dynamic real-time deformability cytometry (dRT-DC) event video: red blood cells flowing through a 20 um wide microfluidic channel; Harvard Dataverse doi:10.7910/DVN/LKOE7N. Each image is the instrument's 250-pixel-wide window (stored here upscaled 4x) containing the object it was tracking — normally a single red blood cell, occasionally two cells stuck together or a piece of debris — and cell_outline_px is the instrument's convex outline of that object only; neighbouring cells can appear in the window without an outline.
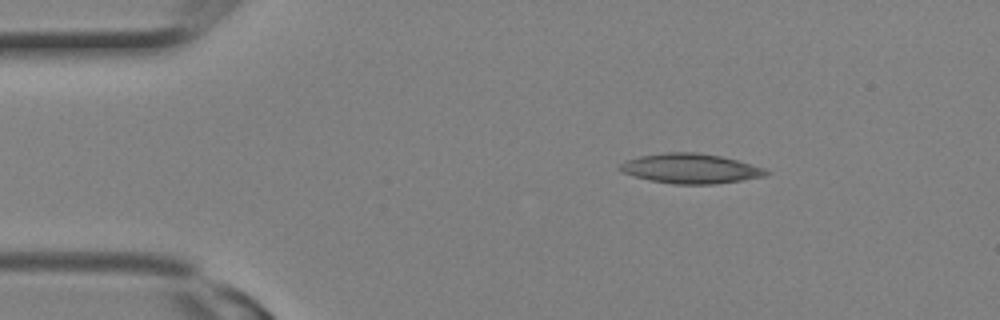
{"species": "Egyptian fruit bat (a non-hibernating species)", "species_latin": "Rousettus aegyptiacus", "temperature_condition": "room temperature", "stored_images_in_passage": 2, "camera_frame_rate_fps": 3000, "um_per_image_px": 0.085, "animal": {"sex": "female"}, "frame": {"image": 1, "passage_image": 1, "time_ms": 0.0, "image_size_px": [1000, 320], "cell_outline_px": [[768, 172], [764, 176], [740, 180], [712, 184], [676, 184], [652, 180], [632, 176], [616, 168], [620, 164], [628, 160], [640, 156], [664, 152], [696, 152], [720, 156], [736, 160], [764, 168]], "centroid_in_image_um": [58.65, 14.32], "position_along_channel_um": 26.4, "area_um2": 24.97}}
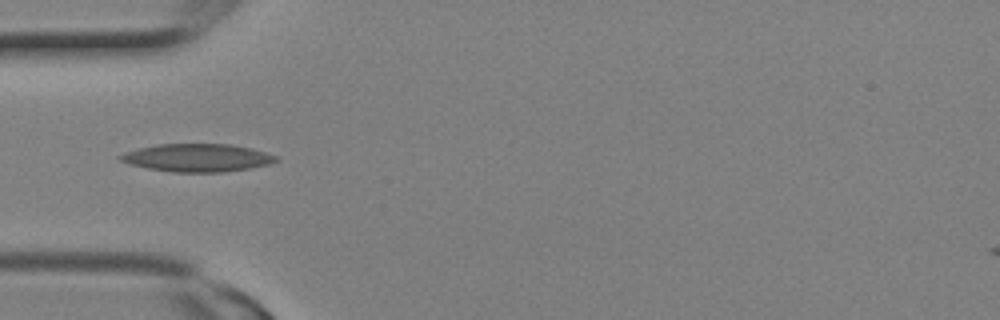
{"frame": {"image": 2, "passage_image": 2, "time_ms": 0.333, "image_size_px": [1000, 320], "cell_outline_px": [[280, 160], [268, 164], [248, 168], [220, 172], [172, 172], [148, 168], [128, 164], [120, 160], [116, 156], [140, 148], [156, 144], [232, 144], [252, 148], [280, 156]], "centroid_in_image_um": [16.8, 13.4], "position_along_channel_um": 68.2, "area_um2": 25.32}}